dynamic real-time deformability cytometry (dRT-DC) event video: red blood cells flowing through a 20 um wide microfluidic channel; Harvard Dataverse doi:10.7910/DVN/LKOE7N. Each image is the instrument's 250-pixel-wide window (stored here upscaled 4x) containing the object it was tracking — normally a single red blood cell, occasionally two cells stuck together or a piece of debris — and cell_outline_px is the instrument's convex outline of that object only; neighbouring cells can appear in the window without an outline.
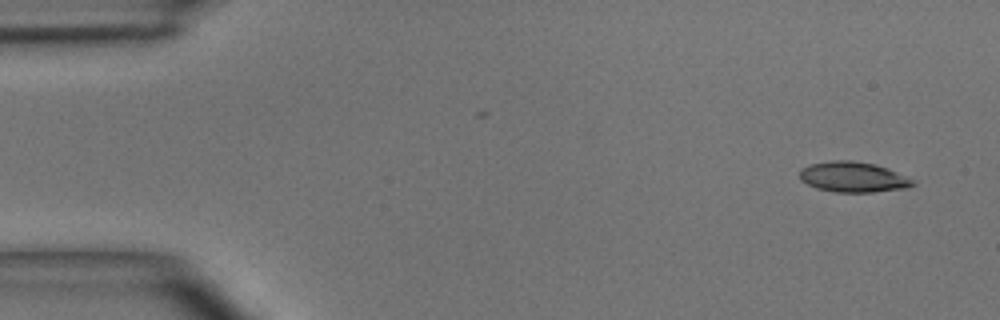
{"species": "common noctule bat (a hibernating species)", "species_latin": "Nyctalus noctula", "temperature_condition": "room temperature", "stored_images_in_passage": 4, "camera_frame_rate_fps": 3000, "um_per_image_px": 0.085, "animal": {"sex": "male", "body_mass_g": 15.6}, "frame": {"image": 1, "passage_image": 1, "time_ms": 0.0, "image_size_px": [1000, 320], "cell_outline_px": [[916, 184], [908, 188], [872, 192], [836, 192], [816, 188], [800, 180], [800, 172], [804, 168], [812, 164], [832, 160], [852, 160], [872, 164], [884, 168], [916, 180]], "centroid_in_image_um": [72.53, 15.06], "position_along_channel_um": 12.5, "area_um2": 19.77}}
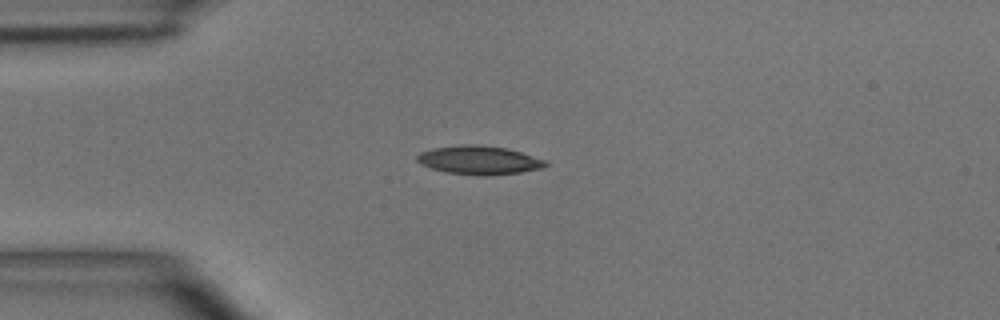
{"frame": {"image": 2, "passage_image": 3, "time_ms": 3.0, "image_size_px": [1000, 320], "cell_outline_px": [[548, 164], [544, 168], [520, 172], [484, 176], [480, 176], [444, 172], [420, 164], [416, 160], [416, 156], [420, 152], [432, 148], [464, 144], [472, 144], [504, 148], [520, 152], [544, 160]], "centroid_in_image_um": [40.67, 13.62], "position_along_channel_um": 44.3, "area_um2": 21.33}}